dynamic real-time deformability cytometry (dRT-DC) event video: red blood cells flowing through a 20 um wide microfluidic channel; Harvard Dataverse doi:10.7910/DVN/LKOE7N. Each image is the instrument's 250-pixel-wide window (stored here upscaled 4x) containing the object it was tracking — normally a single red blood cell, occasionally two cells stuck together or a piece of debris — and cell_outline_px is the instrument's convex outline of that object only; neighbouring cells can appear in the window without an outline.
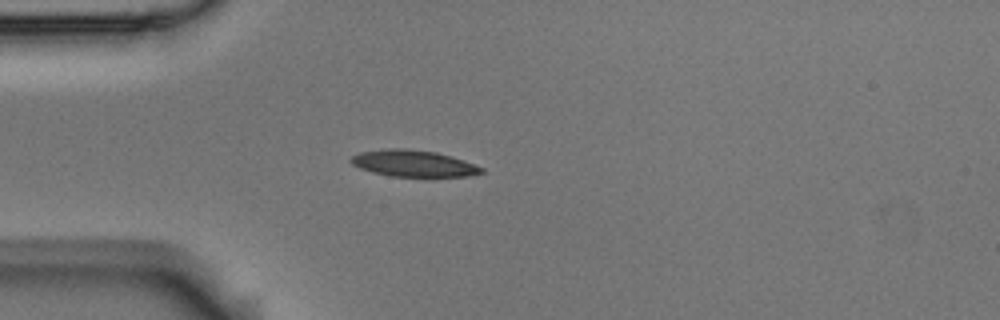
{"species": "Egyptian fruit bat (a non-hibernating species)", "species_latin": "Rousettus aegyptiacus", "temperature_condition": "room temperature", "stored_images_in_passage": 4, "camera_frame_rate_fps": 3000, "um_per_image_px": 0.085, "animal": {"sex": "male"}, "frame": {"image": 1, "passage_image": 4, "time_ms": 1.0, "image_size_px": [1000, 320], "cell_outline_px": [[484, 172], [468, 176], [388, 176], [372, 172], [360, 168], [352, 164], [348, 160], [352, 156], [360, 152], [388, 148], [408, 148], [436, 152], [452, 156], [484, 168]], "centroid_in_image_um": [35.11, 13.88], "position_along_channel_um": 49.9, "area_um2": 20.17}}